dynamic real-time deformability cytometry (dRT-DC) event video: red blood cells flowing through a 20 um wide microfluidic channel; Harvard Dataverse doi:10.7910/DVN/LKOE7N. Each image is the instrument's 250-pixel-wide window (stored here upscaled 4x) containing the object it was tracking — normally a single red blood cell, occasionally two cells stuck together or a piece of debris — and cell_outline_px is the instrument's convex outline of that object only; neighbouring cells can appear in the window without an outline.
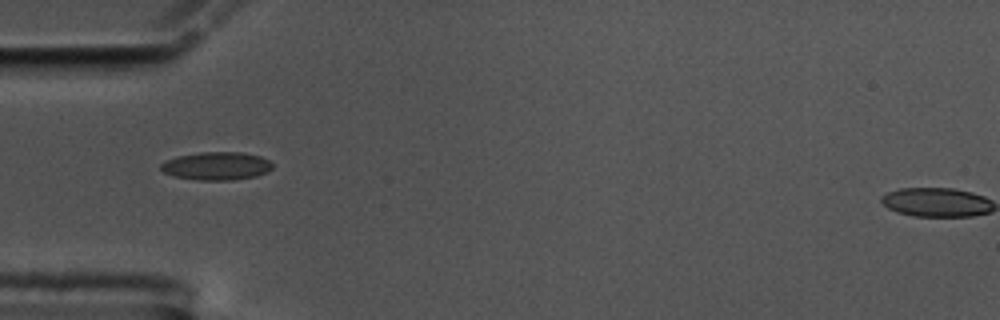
{"species": "common noctule bat (a hibernating species)", "species_latin": "Nyctalus noctula", "temperature_condition": "cold", "stored_images_in_passage": 40, "camera_frame_rate_fps": 3000, "um_per_image_px": 0.085, "animal": {"sex": "male", "body_mass_g": 17.5, "forearm_length_mm": 52.3}, "frame": {"image": 1, "passage_image": 1, "time_ms": 0.0, "image_size_px": [1000, 320], "cell_outline_px": [[272, 168], [268, 172], [256, 176], [232, 180], [200, 180], [176, 176], [164, 172], [160, 168], [160, 164], [164, 160], [176, 156], [200, 152], [240, 152], [260, 156], [268, 160], [272, 164]], "centroid_in_image_um": [18.4, 14.1], "position_along_channel_um": 66.6, "area_um2": 18.26}}
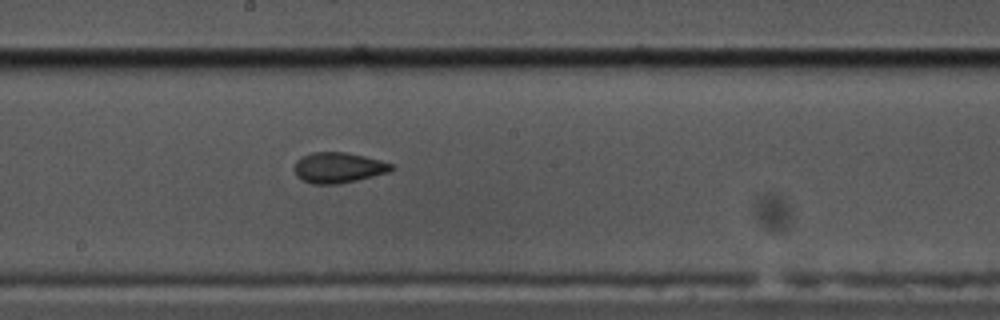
{"frame": {"image": 2, "passage_image": 14, "time_ms": 4.333, "image_size_px": [1000, 320], "cell_outline_px": [[396, 168], [388, 172], [356, 180], [336, 184], [312, 184], [296, 176], [296, 160], [312, 152], [344, 152], [364, 156], [396, 164]], "centroid_in_image_um": [28.81, 14.24], "position_along_channel_um": 219.4, "area_um2": 17.11}}
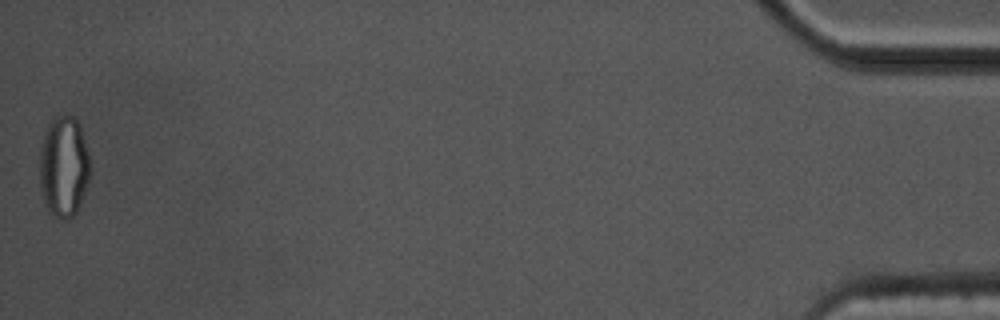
{"frame": {"image": 3, "passage_image": 40, "time_ms": 13.0, "image_size_px": [1000, 320], "cell_outline_px": [[88, 180], [80, 204], [76, 212], [72, 216], [64, 220], [60, 220], [52, 216], [48, 212], [40, 188], [40, 148], [44, 132], [52, 116], [72, 116], [80, 124], [88, 152]], "centroid_in_image_um": [5.39, 14.16], "position_along_channel_um": 429.8, "area_um2": 29.71}, "authors_computed_cell_mechanics": {"area_um2": 17.5423, "velocity_mm_per_s": 3.5388, "shape_relaxation_time_tau1_ms": null, "shape_relaxation_time_tau2_ms": 2.156, "deformation_change_tau1": null, "deformation_change_tau2": 0.0713}}